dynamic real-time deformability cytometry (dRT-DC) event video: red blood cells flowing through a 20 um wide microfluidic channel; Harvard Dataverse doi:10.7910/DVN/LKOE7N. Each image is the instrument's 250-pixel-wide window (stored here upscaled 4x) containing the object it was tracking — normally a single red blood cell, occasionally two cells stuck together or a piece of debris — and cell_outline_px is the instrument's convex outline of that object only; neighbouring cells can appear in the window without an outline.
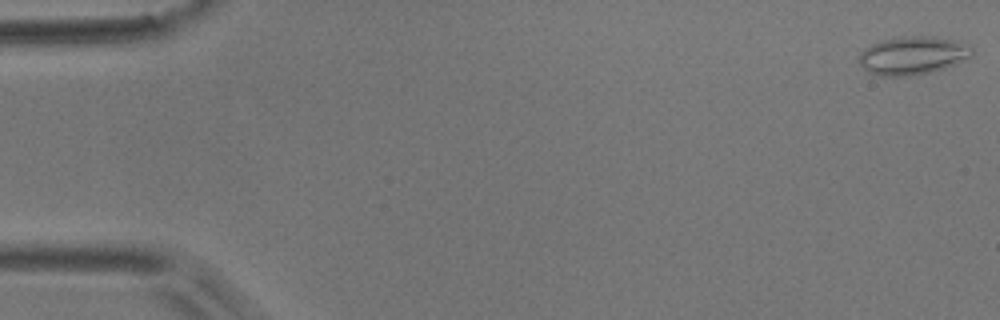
{"species": "common noctule bat (a hibernating species)", "species_latin": "Nyctalus noctula", "temperature_condition": "room temperature", "stored_images_in_passage": 54, "camera_frame_rate_fps": 3000, "um_per_image_px": 0.085, "animal": {"sex": "male", "body_mass_g": 17.9}, "frame": {"image": 1, "passage_image": 1, "time_ms": 0.0, "image_size_px": [1000, 320], "cell_outline_px": [[972, 56], [956, 64], [944, 68], [928, 72], [908, 76], [880, 76], [868, 72], [856, 60], [860, 52], [864, 48], [872, 44], [884, 40], [900, 36], [936, 36], [972, 44]], "centroid_in_image_um": [77.58, 4.7], "position_along_channel_um": 7.4, "area_um2": 25.43}}
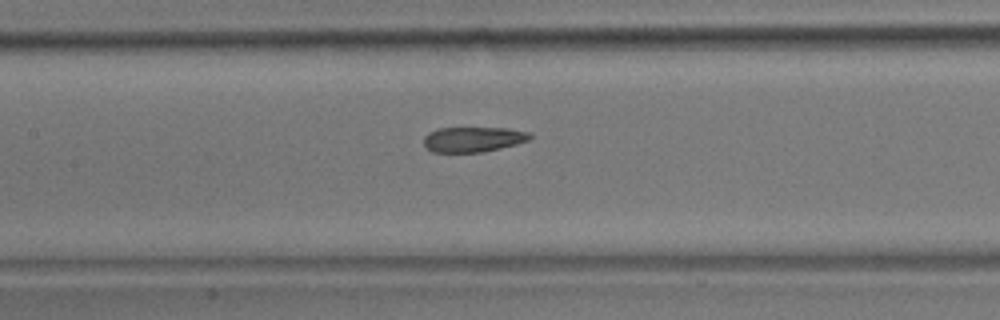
{"frame": {"image": 2, "passage_image": 25, "time_ms": 8.0, "image_size_px": [1000, 320], "cell_outline_px": [[532, 136], [528, 140], [516, 144], [484, 152], [432, 152], [424, 144], [424, 136], [428, 132], [440, 128], [508, 128], [528, 132]], "centroid_in_image_um": [40.2, 11.84], "position_along_channel_um": 167.2, "area_um2": 15.49}}
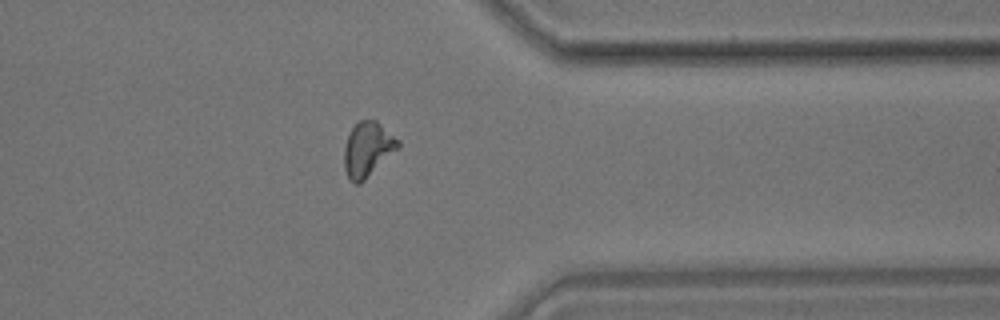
{"frame": {"image": 3, "passage_image": 43, "time_ms": 14.0, "image_size_px": [1000, 320], "cell_outline_px": [[400, 148], [360, 184], [356, 184], [348, 176], [344, 168], [344, 148], [348, 136], [352, 128], [360, 120], [376, 120], [400, 140]], "centroid_in_image_um": [31.28, 12.69], "position_along_channel_um": 380.1, "area_um2": 17.17}, "authors_computed_cell_mechanics": {"area_um2": 16.8487, "velocity_mm_per_s": 3.6873, "shape_relaxation_time_tau1_ms": 8.2698, "shape_relaxation_time_tau2_ms": 2.2044, "deformation_change_tau1": 0.1779, "deformation_change_tau2": 0.1014}}